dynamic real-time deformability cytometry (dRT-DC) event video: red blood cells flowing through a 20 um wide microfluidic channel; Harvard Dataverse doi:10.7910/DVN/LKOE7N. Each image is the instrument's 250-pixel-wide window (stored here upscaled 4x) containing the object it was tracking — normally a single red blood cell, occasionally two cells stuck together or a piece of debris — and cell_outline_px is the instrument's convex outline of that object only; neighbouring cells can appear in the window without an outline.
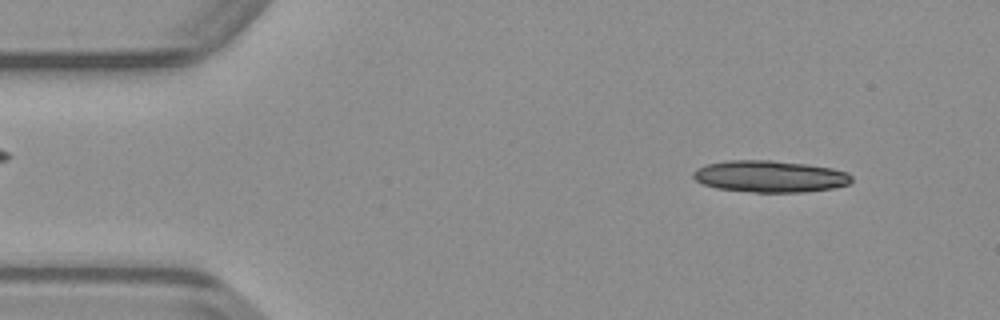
{"species": "common noctule bat (a hibernating species)", "species_latin": "Nyctalus noctula", "temperature_condition": "warm", "stored_images_in_passage": 15, "camera_frame_rate_fps": 3000, "um_per_image_px": 0.085, "animal": {"sex": "male", "body_mass_g": 23.1, "forearm_length_mm": 52.7}, "frame": {"image": 1, "passage_image": 4, "time_ms": 1.0, "image_size_px": [1000, 320], "cell_outline_px": [[852, 180], [848, 184], [832, 188], [804, 192], [752, 192], [716, 188], [704, 184], [696, 180], [692, 176], [692, 172], [696, 168], [704, 164], [728, 160], [772, 160], [808, 164], [832, 168], [848, 172], [852, 176]], "centroid_in_image_um": [65.42, 14.98], "position_along_channel_um": 19.6, "area_um2": 29.48}}